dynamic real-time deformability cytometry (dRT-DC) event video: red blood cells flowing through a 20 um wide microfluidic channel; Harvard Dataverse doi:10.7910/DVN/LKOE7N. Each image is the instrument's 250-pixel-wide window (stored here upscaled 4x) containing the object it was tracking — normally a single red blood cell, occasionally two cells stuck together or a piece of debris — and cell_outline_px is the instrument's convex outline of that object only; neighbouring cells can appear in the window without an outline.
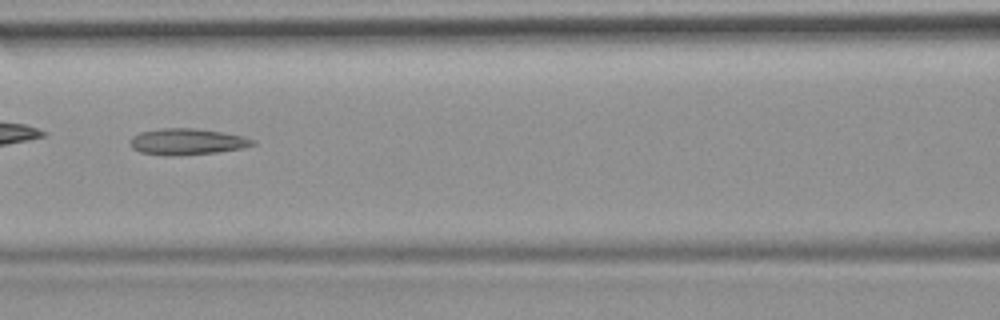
{"species": "common noctule bat (a hibernating species)", "species_latin": "Nyctalus noctula", "temperature_condition": "room temperature", "stored_images_in_passage": 50, "camera_frame_rate_fps": 3000, "um_per_image_px": 0.085, "animal": {"sex": "female", "body_mass_g": 19.9}, "frame": {"image": 1, "passage_image": 22, "time_ms": 7.0, "image_size_px": [1000, 320], "cell_outline_px": [[256, 144], [240, 148], [216, 152], [172, 156], [164, 156], [140, 152], [132, 148], [128, 144], [128, 140], [132, 136], [140, 132], [160, 128], [196, 128], [244, 136], [256, 140]], "centroid_in_image_um": [15.84, 12.04], "position_along_channel_um": 150.8, "area_um2": 18.9}}